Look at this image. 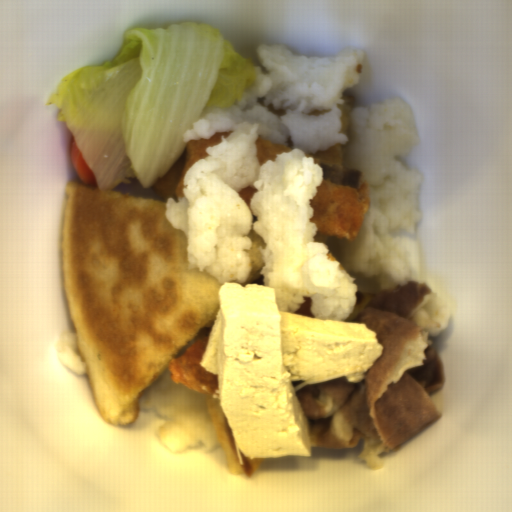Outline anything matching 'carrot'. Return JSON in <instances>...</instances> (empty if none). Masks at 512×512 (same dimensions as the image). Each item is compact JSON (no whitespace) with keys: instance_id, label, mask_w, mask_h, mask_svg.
<instances>
[{"instance_id":"1","label":"carrot","mask_w":512,"mask_h":512,"mask_svg":"<svg viewBox=\"0 0 512 512\" xmlns=\"http://www.w3.org/2000/svg\"><path fill=\"white\" fill-rule=\"evenodd\" d=\"M70 155L73 171L80 181L82 183L96 184L95 177L86 163L73 134L71 136Z\"/></svg>"}]
</instances>
